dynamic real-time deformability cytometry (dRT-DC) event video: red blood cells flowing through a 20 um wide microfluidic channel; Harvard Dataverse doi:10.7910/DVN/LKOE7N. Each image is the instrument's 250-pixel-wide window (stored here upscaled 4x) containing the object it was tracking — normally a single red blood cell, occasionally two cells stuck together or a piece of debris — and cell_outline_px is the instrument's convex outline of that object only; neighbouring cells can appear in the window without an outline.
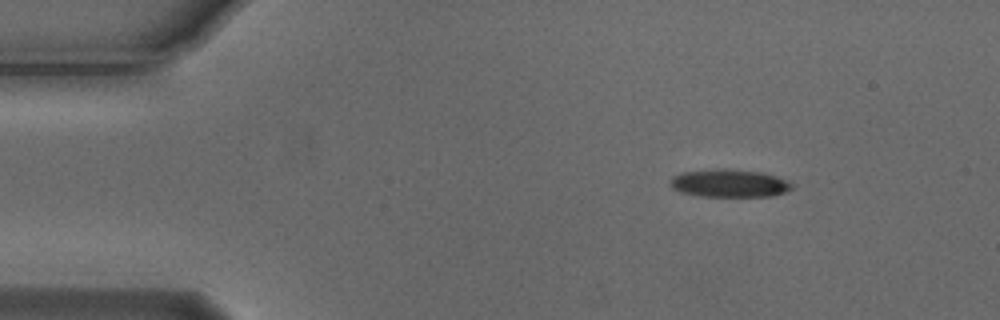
{"species": "Egyptian fruit bat (a non-hibernating species)", "species_latin": "Rousettus aegyptiacus", "temperature_condition": "cold", "stored_images_in_passage": 4, "camera_frame_rate_fps": 3000, "um_per_image_px": 0.085, "animal": {"sex": "male"}, "frame": {"image": 1, "passage_image": 1, "time_ms": 0.0, "image_size_px": [1000, 320], "cell_outline_px": [[792, 188], [784, 192], [772, 196], [700, 196], [680, 192], [672, 188], [668, 184], [672, 176], [680, 172], [716, 168], [728, 168], [760, 172], [776, 176], [788, 180], [792, 184]], "centroid_in_image_um": [61.94, 15.56], "position_along_channel_um": 23.1, "area_um2": 20.0}}
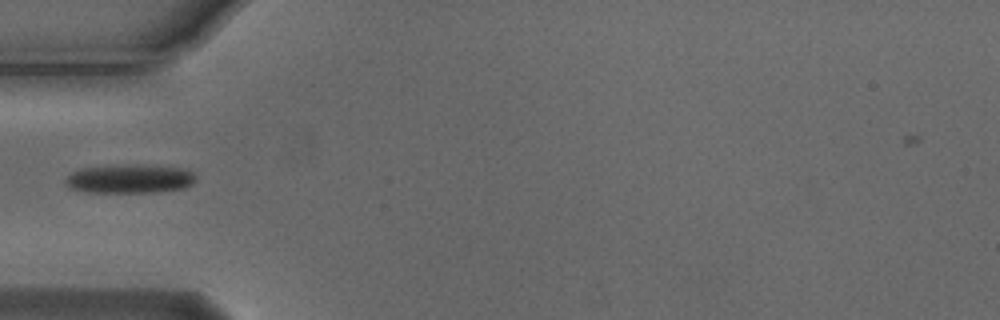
{"frame": {"image": 2, "passage_image": 4, "time_ms": 1.0, "image_size_px": [1000, 320], "cell_outline_px": [[196, 180], [192, 184], [184, 188], [152, 192], [88, 192], [68, 188], [64, 184], [64, 180], [72, 172], [80, 168], [136, 164], [180, 168], [192, 172], [196, 176]], "centroid_in_image_um": [10.99, 15.2], "position_along_channel_um": 74.0, "area_um2": 21.85}}